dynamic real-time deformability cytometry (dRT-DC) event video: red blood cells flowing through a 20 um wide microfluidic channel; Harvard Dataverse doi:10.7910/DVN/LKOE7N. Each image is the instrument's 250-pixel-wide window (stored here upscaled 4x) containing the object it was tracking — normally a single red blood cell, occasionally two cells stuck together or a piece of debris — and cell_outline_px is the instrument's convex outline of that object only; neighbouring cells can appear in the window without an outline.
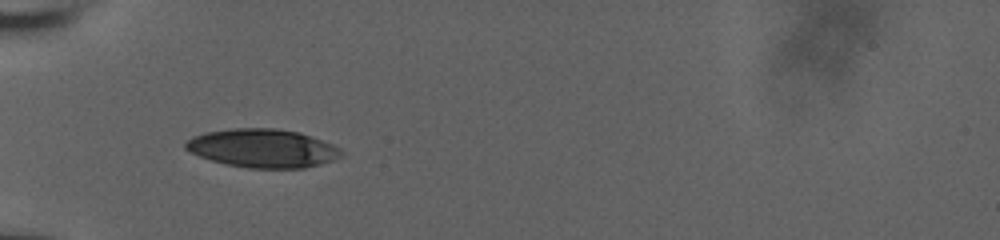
{"species": "human", "species_latin": "Homo sapiens", "temperature_condition": "room temperature", "stored_images_in_passage": 15, "camera_frame_rate_fps": 3000, "um_per_image_px": 0.085, "donor": {"sex": "male"}, "frame": {"image": 1, "passage_image": 10, "time_ms": 3.0, "image_size_px": [1000, 240], "cell_outline_px": [[344, 152], [340, 156], [332, 160], [320, 164], [304, 168], [248, 168], [228, 164], [212, 160], [200, 156], [184, 148], [184, 144], [192, 136], [204, 132], [232, 128], [276, 128], [300, 132], [312, 136], [332, 144], [340, 148]], "centroid_in_image_um": [22.33, 12.59], "position_along_channel_um": 62.7, "area_um2": 34.91}}
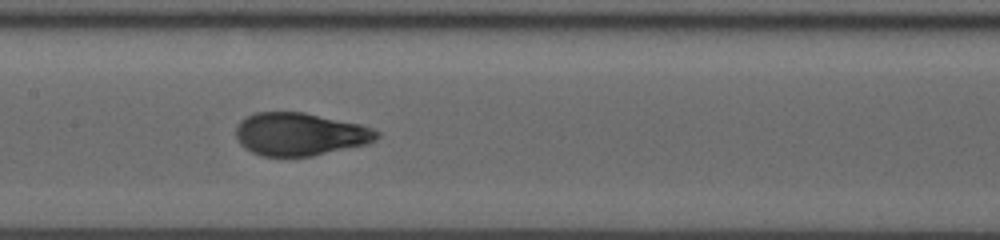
{"frame": {"image": 2, "passage_image": 14, "time_ms": 4.333, "image_size_px": [1000, 240], "cell_outline_px": [[380, 136], [376, 140], [368, 144], [312, 156], [260, 156], [244, 148], [240, 144], [236, 136], [236, 128], [240, 120], [256, 112], [304, 112], [360, 124], [372, 128], [380, 132]], "centroid_in_image_um": [25.51, 11.41], "position_along_channel_um": 181.9, "area_um2": 35.32}}
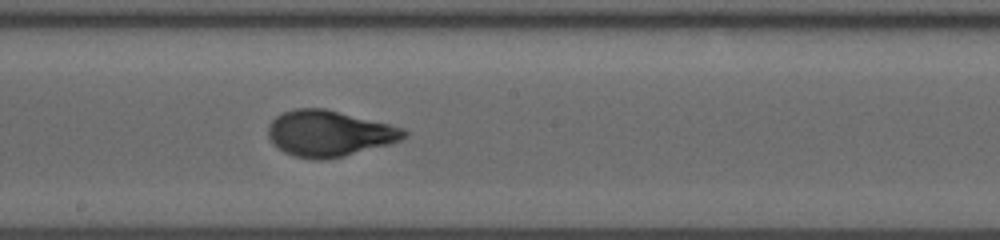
{"frame": {"image": 3, "passage_image": 15, "time_ms": 4.667, "image_size_px": [1000, 240], "cell_outline_px": [[408, 136], [400, 140], [388, 144], [344, 156], [324, 160], [316, 160], [296, 156], [284, 152], [272, 144], [268, 136], [268, 124], [276, 116], [284, 112], [296, 108], [324, 108], [404, 128], [408, 132]], "centroid_in_image_um": [27.95, 11.35], "position_along_channel_um": 220.2, "area_um2": 36.24}}